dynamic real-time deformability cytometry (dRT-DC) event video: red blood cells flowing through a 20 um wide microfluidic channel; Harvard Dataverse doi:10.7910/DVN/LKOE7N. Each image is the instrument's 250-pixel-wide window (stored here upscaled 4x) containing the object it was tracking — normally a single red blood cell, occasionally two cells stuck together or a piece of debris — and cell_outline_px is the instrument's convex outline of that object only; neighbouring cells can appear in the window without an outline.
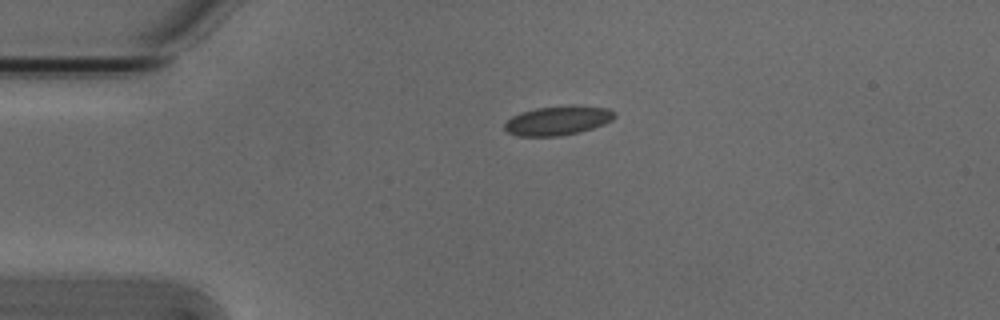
{"species": "Egyptian fruit bat (a non-hibernating species)", "species_latin": "Rousettus aegyptiacus", "temperature_condition": "cold", "stored_images_in_passage": 1, "camera_frame_rate_fps": 3000, "um_per_image_px": 0.085, "animal": {"sex": "male"}, "frame": {"image": 1, "passage_image": 1, "time_ms": 0.0, "image_size_px": [1000, 320], "cell_outline_px": [[616, 116], [612, 120], [604, 124], [580, 132], [560, 136], [520, 136], [508, 132], [504, 128], [504, 124], [512, 116], [520, 112], [536, 108], [572, 104], [580, 104], [608, 108], [616, 112]], "centroid_in_image_um": [47.46, 10.22], "position_along_channel_um": 37.5, "area_um2": 19.07}}